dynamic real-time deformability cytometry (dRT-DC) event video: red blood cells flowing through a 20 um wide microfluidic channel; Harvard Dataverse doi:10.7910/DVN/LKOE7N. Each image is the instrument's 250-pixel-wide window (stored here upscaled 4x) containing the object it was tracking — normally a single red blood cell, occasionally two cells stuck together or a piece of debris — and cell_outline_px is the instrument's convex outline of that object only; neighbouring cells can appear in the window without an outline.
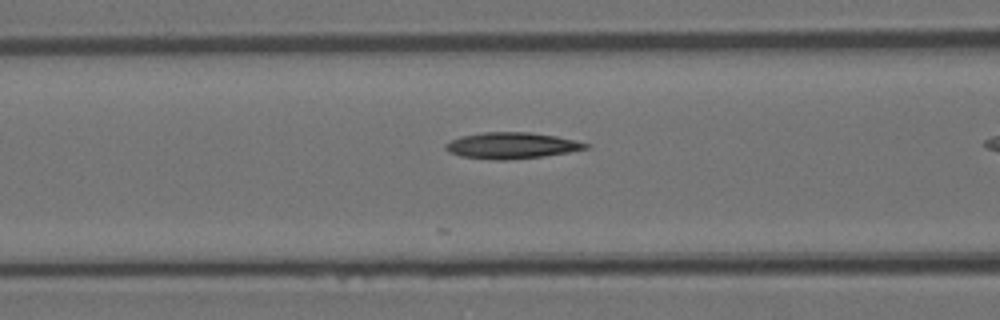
{"species": "Egyptian fruit bat (a non-hibernating species)", "species_latin": "Rousettus aegyptiacus", "temperature_condition": "room temperature", "stored_images_in_passage": 14, "camera_frame_rate_fps": 3000, "um_per_image_px": 0.085, "animal": {"sex": "female"}, "frame": {"image": 1, "passage_image": 5, "time_ms": 1.333, "image_size_px": [1000, 320], "cell_outline_px": [[588, 148], [568, 152], [544, 156], [504, 160], [496, 160], [460, 156], [448, 152], [444, 148], [444, 144], [460, 136], [484, 132], [532, 132], [556, 136], [588, 144]], "centroid_in_image_um": [43.43, 12.37], "position_along_channel_um": 123.2, "area_um2": 21.27}}
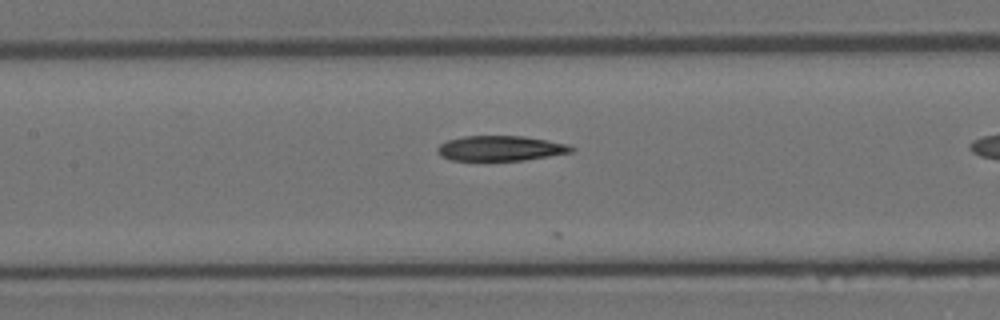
{"frame": {"image": 2, "passage_image": 8, "time_ms": 2.333, "image_size_px": [1000, 320], "cell_outline_px": [[576, 148], [572, 152], [524, 160], [452, 160], [440, 156], [436, 152], [436, 148], [440, 144], [448, 140], [464, 136], [524, 136], [568, 144]], "centroid_in_image_um": [42.53, 12.6], "position_along_channel_um": 164.9, "area_um2": 19.54}}